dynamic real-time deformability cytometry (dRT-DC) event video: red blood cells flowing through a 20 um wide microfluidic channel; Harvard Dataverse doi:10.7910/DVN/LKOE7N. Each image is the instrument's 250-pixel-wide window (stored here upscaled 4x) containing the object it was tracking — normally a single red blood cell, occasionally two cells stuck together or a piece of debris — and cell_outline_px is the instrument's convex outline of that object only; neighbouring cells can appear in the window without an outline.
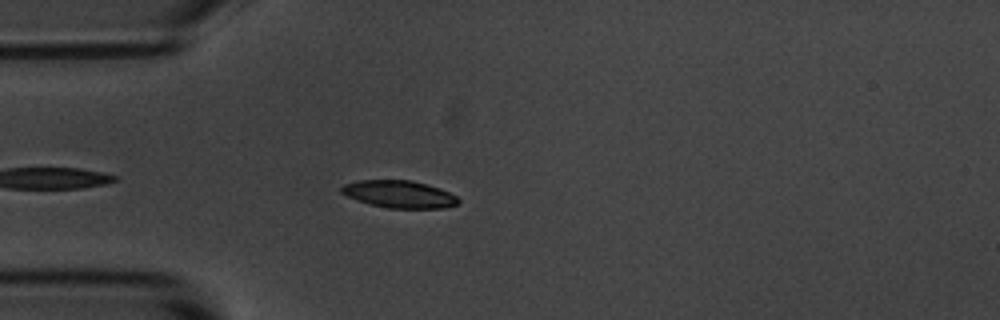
{"species": "common noctule bat (a hibernating species)", "species_latin": "Nyctalus noctula", "temperature_condition": "room temperature", "stored_images_in_passage": 20, "camera_frame_rate_fps": 3000, "um_per_image_px": 0.085, "animal": {"sex": "male", "body_mass_g": 20.1, "forearm_length_mm": 53.5}, "frame": {"image": 1, "passage_image": 4, "time_ms": 1.0, "image_size_px": [1000, 320], "cell_outline_px": [[460, 200], [456, 204], [444, 208], [388, 208], [368, 204], [348, 196], [340, 192], [340, 188], [344, 184], [360, 180], [412, 180], [428, 184], [440, 188], [456, 196]], "centroid_in_image_um": [33.93, 16.5], "position_along_channel_um": 51.1, "area_um2": 18.61}}